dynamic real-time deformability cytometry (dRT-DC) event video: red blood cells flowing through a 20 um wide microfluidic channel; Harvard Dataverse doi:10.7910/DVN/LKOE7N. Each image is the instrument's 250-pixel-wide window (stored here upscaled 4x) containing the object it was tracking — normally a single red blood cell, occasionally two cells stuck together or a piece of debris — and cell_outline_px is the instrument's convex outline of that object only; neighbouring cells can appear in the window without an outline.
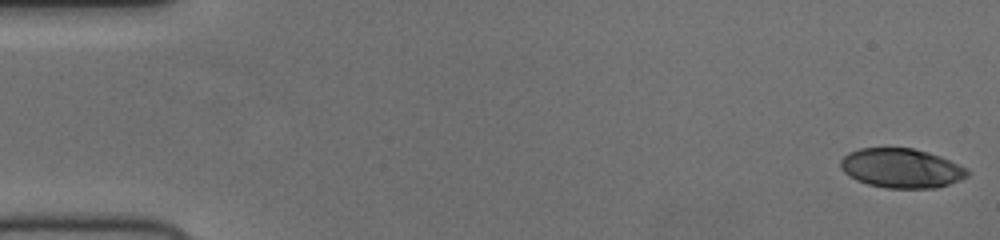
{"species": "human", "species_latin": "Homo sapiens", "temperature_condition": "cold", "stored_images_in_passage": 52, "camera_frame_rate_fps": 3000, "um_per_image_px": 0.085, "donor": {"sex": "female"}, "frame": {"image": 1, "passage_image": 1, "time_ms": 0.0, "image_size_px": [1000, 240], "cell_outline_px": [[968, 176], [960, 180], [936, 188], [888, 188], [868, 184], [856, 180], [844, 172], [840, 168], [840, 160], [848, 152], [860, 148], [912, 148], [928, 152], [940, 156], [968, 168]], "centroid_in_image_um": [76.61, 14.29], "position_along_channel_um": 8.4, "area_um2": 29.13}}
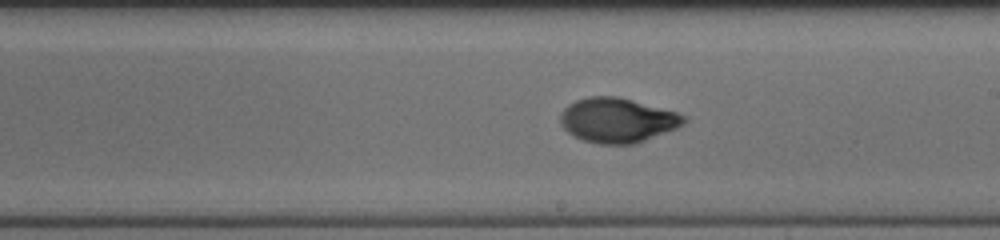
{"frame": {"image": 2, "passage_image": 30, "time_ms": 9.667, "image_size_px": [1000, 240], "cell_outline_px": [[688, 120], [684, 124], [676, 128], [644, 140], [632, 144], [600, 144], [584, 140], [568, 132], [560, 124], [560, 112], [568, 104], [576, 100], [588, 96], [616, 96], [632, 100], [676, 112], [688, 116]], "centroid_in_image_um": [52.47, 10.21], "position_along_channel_um": 236.5, "area_um2": 31.96}}
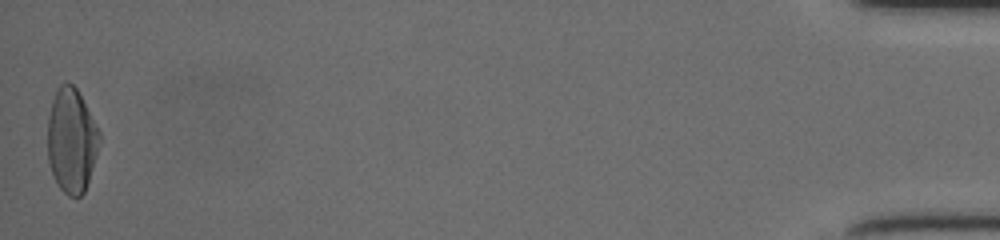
{"frame": {"image": 3, "passage_image": 52, "time_ms": 17.0, "image_size_px": [1000, 240], "cell_outline_px": [[100, 140], [96, 156], [84, 192], [80, 196], [68, 196], [60, 188], [52, 172], [48, 160], [48, 116], [52, 100], [56, 88], [60, 84], [72, 84], [76, 88], [100, 132]], "centroid_in_image_um": [6.07, 11.93], "position_along_channel_um": 429.1, "area_um2": 31.1}}